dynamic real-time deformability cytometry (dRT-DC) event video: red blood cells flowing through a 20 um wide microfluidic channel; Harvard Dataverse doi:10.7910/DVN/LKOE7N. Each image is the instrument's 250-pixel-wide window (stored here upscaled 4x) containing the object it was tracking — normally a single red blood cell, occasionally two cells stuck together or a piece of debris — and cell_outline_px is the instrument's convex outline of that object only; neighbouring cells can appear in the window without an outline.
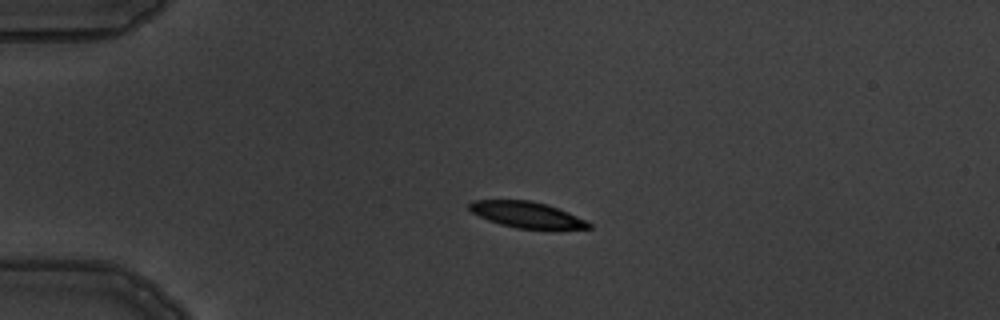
{"species": "common noctule bat (a hibernating species)", "species_latin": "Nyctalus noctula", "temperature_condition": "warm", "stored_images_in_passage": 6, "camera_frame_rate_fps": 3000, "um_per_image_px": 0.085, "animal": {"sex": "male", "body_mass_g": 19.5, "forearm_length_mm": 54.6}, "frame": {"image": 1, "passage_image": 4, "time_ms": 3.333, "image_size_px": [1000, 320], "cell_outline_px": [[592, 228], [516, 228], [500, 224], [488, 220], [472, 212], [468, 208], [468, 204], [472, 200], [532, 200], [568, 212], [592, 224]], "centroid_in_image_um": [44.71, 18.23], "position_along_channel_um": 40.3, "area_um2": 17.69}}